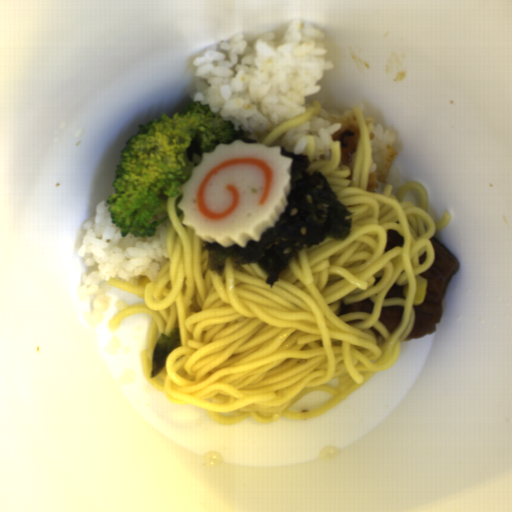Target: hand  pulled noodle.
<instances>
[{"label": "hand pulled noodle", "instance_id": "1", "mask_svg": "<svg viewBox=\"0 0 512 512\" xmlns=\"http://www.w3.org/2000/svg\"><path fill=\"white\" fill-rule=\"evenodd\" d=\"M352 112L359 138L352 168L341 163L340 140L328 160H316L315 138L308 135V174L319 170L337 201L351 213L344 241L326 238L298 251L273 286L255 263L225 258L222 273L207 267L204 241L183 224L178 207L183 184L167 200L169 253L150 281L136 285L109 278V285L138 295L141 302L118 311L109 328L138 313L150 316L147 343L139 354L148 384L175 405H193L216 423L235 425L251 417L274 423L279 418L307 420L334 408L378 372L396 362L401 343L412 331L415 277L432 266L431 238L447 227L450 213L435 222L428 213L427 191L409 182L392 193L368 190L372 166L368 125L359 107ZM404 245L385 253L386 231ZM394 283L403 298H386ZM370 298L372 315L339 317L341 304ZM404 306L391 334L378 321L382 307ZM180 327L182 345L166 367L150 378L155 343L163 332Z\"/></svg>", "mask_w": 512, "mask_h": 512}, {"label": "hand pulled noodle", "instance_id": "2", "mask_svg": "<svg viewBox=\"0 0 512 512\" xmlns=\"http://www.w3.org/2000/svg\"><path fill=\"white\" fill-rule=\"evenodd\" d=\"M321 110L322 103L315 99L312 107L308 108V110L305 111L302 115L291 117L290 119L282 123L276 129L271 131L263 139L261 144L271 147L283 134L316 117L317 115L320 114Z\"/></svg>", "mask_w": 512, "mask_h": 512}]
</instances>
